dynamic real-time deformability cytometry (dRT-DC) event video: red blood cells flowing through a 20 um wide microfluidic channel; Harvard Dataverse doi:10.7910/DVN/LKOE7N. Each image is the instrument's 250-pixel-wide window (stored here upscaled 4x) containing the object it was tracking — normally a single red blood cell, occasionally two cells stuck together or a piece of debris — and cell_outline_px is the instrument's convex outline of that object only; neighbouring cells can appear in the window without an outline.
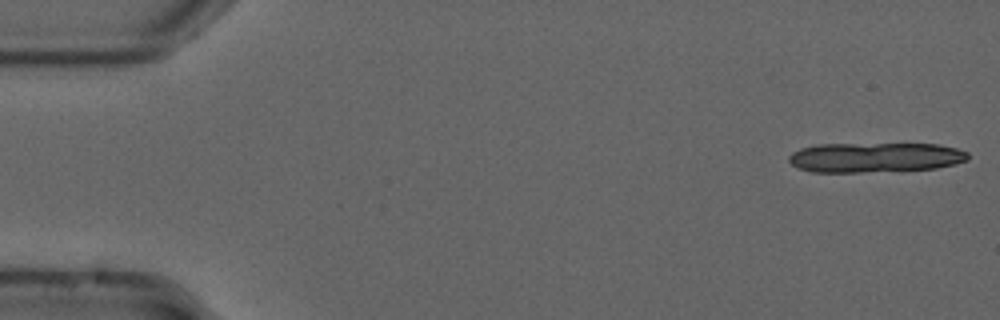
{"species": "common noctule bat (a hibernating species)", "species_latin": "Nyctalus noctula", "temperature_condition": "cold", "stored_images_in_passage": 10, "camera_frame_rate_fps": 3000, "um_per_image_px": 0.085, "animal": {"sex": "male", "forearm_length_mm": 52.5}, "frame": {"image": 1, "passage_image": 1, "time_ms": 0.0, "image_size_px": [1000, 320], "cell_outline_px": [[968, 160], [956, 164], [936, 168], [860, 172], [812, 172], [800, 168], [792, 164], [788, 160], [788, 156], [792, 152], [800, 148], [816, 144], [940, 144], [956, 148], [968, 152]], "centroid_in_image_um": [74.38, 13.37], "position_along_channel_um": 10.6, "area_um2": 31.15}}